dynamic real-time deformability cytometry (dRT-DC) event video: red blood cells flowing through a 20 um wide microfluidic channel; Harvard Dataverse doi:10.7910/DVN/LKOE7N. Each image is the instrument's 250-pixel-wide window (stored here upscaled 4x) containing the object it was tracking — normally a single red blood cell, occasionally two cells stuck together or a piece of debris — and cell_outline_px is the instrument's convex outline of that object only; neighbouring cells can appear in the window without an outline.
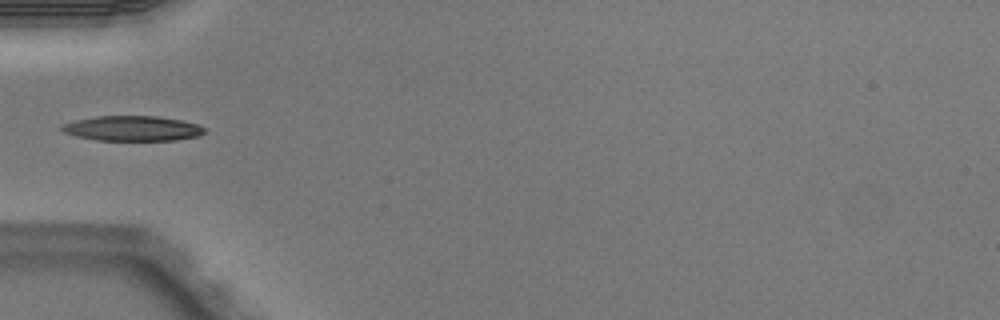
{"species": "Egyptian fruit bat (a non-hibernating species)", "species_latin": "Rousettus aegyptiacus", "temperature_condition": "warm", "stored_images_in_passage": 1, "camera_frame_rate_fps": 3000, "um_per_image_px": 0.085, "animal": {"sex": "male"}, "frame": {"image": 1, "passage_image": 1, "time_ms": 0.0, "image_size_px": [1000, 320], "cell_outline_px": [[208, 132], [200, 136], [176, 140], [96, 140], [76, 136], [64, 132], [60, 128], [64, 124], [76, 120], [96, 116], [156, 116], [180, 120], [196, 124], [204, 128]], "centroid_in_image_um": [11.29, 10.92], "position_along_channel_um": 73.7, "area_um2": 20.75}}